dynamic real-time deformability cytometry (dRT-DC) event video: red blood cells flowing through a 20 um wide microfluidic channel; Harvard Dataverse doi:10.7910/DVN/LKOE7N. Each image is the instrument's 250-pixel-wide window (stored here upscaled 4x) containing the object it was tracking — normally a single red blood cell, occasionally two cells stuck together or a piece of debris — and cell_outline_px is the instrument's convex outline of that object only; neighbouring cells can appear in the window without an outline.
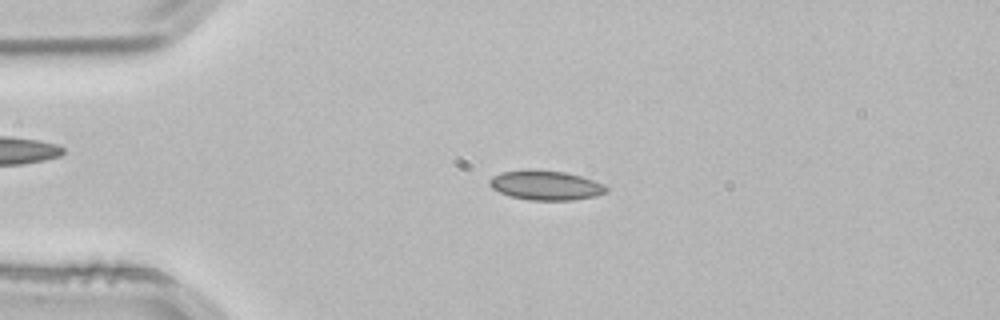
{"species": "common noctule bat (a hibernating species)", "species_latin": "Nyctalus noctula", "temperature_condition": "room temperature", "stored_images_in_passage": 44, "camera_frame_rate_fps": 3000, "um_per_image_px": 0.085, "animal": {"sex": "male", "body_mass_g": 21.5, "forearm_length_mm": 52.0}, "frame": {"image": 1, "passage_image": 3, "time_ms": 0.667, "image_size_px": [1000, 320], "cell_outline_px": [[608, 192], [596, 196], [572, 200], [532, 200], [512, 196], [500, 192], [492, 188], [488, 184], [488, 180], [492, 176], [500, 172], [528, 168], [564, 172], [580, 176], [604, 184], [608, 188]], "centroid_in_image_um": [46.36, 15.73], "position_along_channel_um": 38.6, "area_um2": 20.23}}
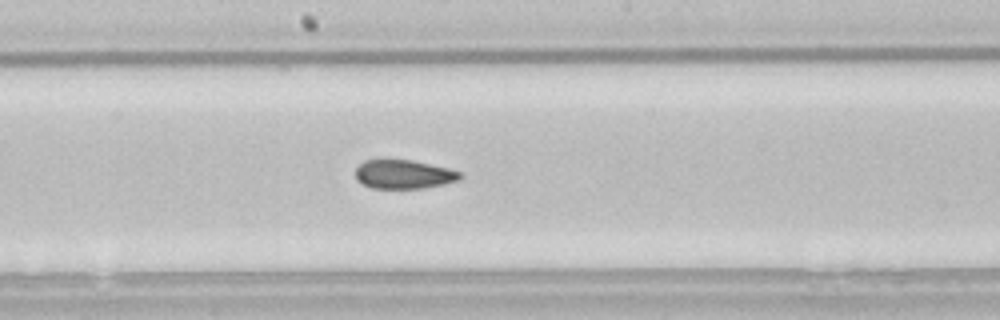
{"frame": {"image": 2, "passage_image": 19, "time_ms": 6.0, "image_size_px": [1000, 320], "cell_outline_px": [[464, 176], [460, 180], [444, 184], [424, 188], [372, 188], [356, 180], [356, 168], [364, 160], [412, 160], [448, 168], [460, 172]], "centroid_in_image_um": [34.34, 14.82], "position_along_channel_um": 213.9, "area_um2": 17.57}}
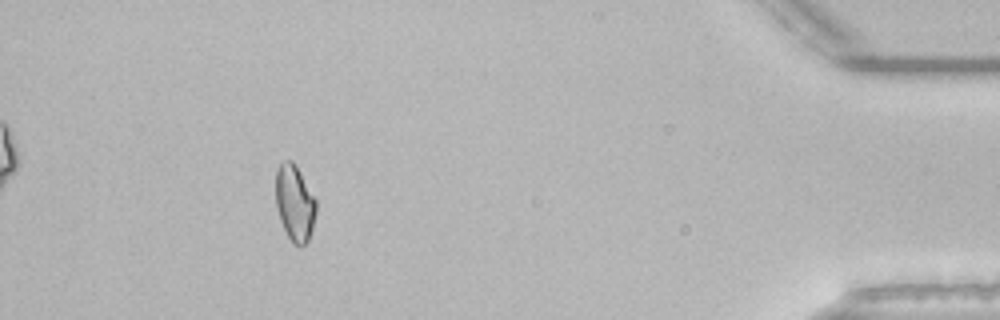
{"frame": {"image": 3, "passage_image": 39, "time_ms": 12.667, "image_size_px": [1000, 320], "cell_outline_px": [[316, 212], [312, 228], [308, 240], [304, 244], [292, 244], [280, 220], [276, 208], [276, 168], [284, 160], [292, 160], [296, 164], [316, 200]], "centroid_in_image_um": [25.04, 17.22], "position_along_channel_um": 410.2, "area_um2": 17.86}, "authors_computed_cell_mechanics": {"area_um2": 18.3226, "velocity_mm_per_s": 3.8438, "shape_relaxation_time_tau1_ms": null, "shape_relaxation_time_tau2_ms": 4.9388, "deformation_change_tau1": null, "deformation_change_tau2": 0.0565}}